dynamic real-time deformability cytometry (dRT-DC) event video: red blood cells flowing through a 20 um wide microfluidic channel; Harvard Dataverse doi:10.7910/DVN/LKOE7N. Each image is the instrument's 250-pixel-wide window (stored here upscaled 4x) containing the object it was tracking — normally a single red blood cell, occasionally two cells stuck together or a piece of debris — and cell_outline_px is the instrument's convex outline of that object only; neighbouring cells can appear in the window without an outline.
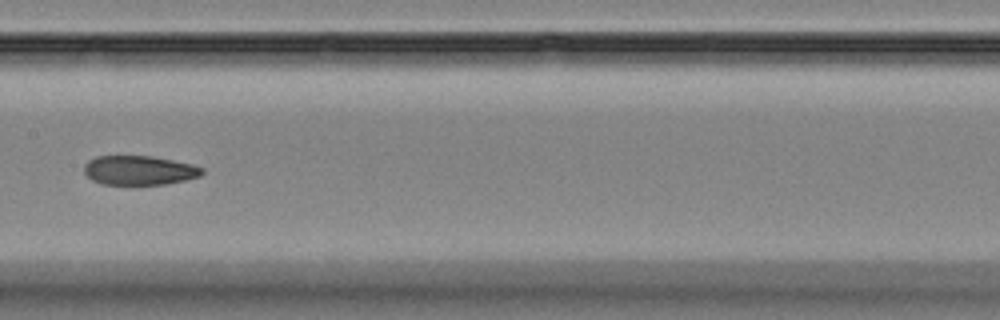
{"species": "Egyptian fruit bat (a non-hibernating species)", "species_latin": "Rousettus aegyptiacus", "temperature_condition": "room temperature", "stored_images_in_passage": 14, "camera_frame_rate_fps": 3000, "um_per_image_px": 0.085, "animal": {"sex": "female"}, "frame": {"image": 1, "passage_image": 7, "time_ms": 8.0, "image_size_px": [1000, 320], "cell_outline_px": [[204, 172], [200, 176], [184, 180], [164, 184], [100, 184], [92, 180], [84, 172], [84, 164], [88, 160], [96, 156], [152, 156], [192, 164], [204, 168]], "centroid_in_image_um": [11.82, 14.47], "position_along_channel_um": 195.6, "area_um2": 20.11}}
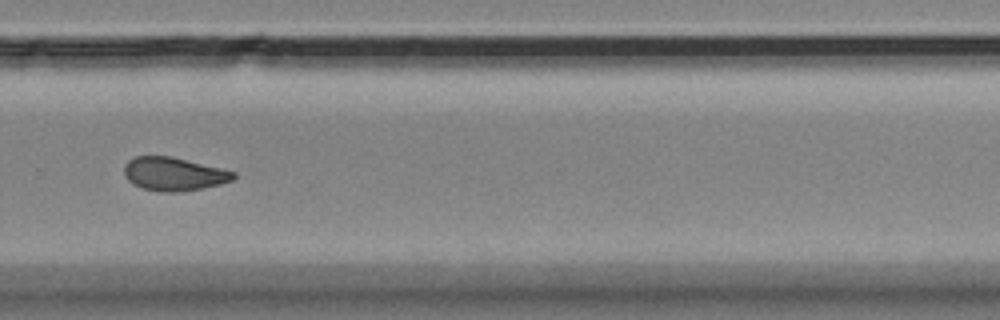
{"frame": {"image": 2, "passage_image": 10, "time_ms": 11.333, "image_size_px": [1000, 320], "cell_outline_px": [[236, 176], [232, 180], [220, 184], [200, 188], [176, 192], [160, 192], [140, 188], [128, 180], [124, 176], [124, 164], [128, 160], [136, 156], [172, 156], [236, 172]], "centroid_in_image_um": [14.73, 14.78], "position_along_channel_um": 315.1, "area_um2": 21.27}}
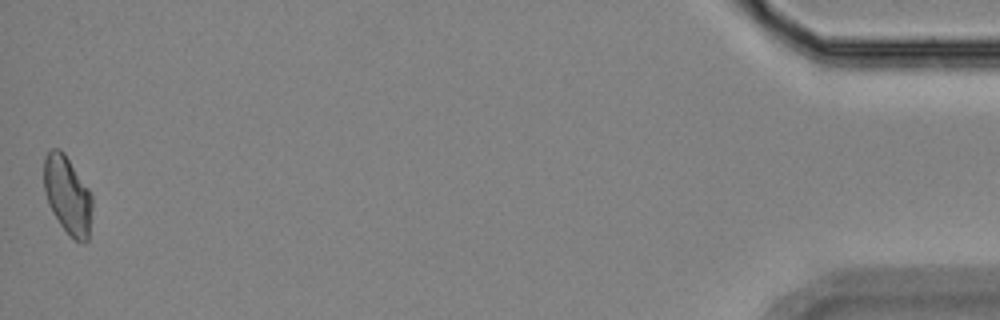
{"frame": {"image": 3, "passage_image": 14, "time_ms": 17.0, "image_size_px": [1000, 320], "cell_outline_px": [[92, 208], [88, 240], [84, 244], [76, 240], [60, 224], [52, 212], [48, 204], [44, 188], [44, 156], [52, 148], [60, 148], [64, 152], [88, 188], [92, 196]], "centroid_in_image_um": [5.74, 16.57], "position_along_channel_um": 429.5, "area_um2": 21.85}, "authors_computed_cell_mechanics": {"area_um2": 21.7328, "velocity_mm_per_s": 3.6111, "shape_relaxation_time_tau1_ms": null, "shape_relaxation_time_tau2_ms": 2.825, "deformation_change_tau1": null, "deformation_change_tau2": 0.0807}}